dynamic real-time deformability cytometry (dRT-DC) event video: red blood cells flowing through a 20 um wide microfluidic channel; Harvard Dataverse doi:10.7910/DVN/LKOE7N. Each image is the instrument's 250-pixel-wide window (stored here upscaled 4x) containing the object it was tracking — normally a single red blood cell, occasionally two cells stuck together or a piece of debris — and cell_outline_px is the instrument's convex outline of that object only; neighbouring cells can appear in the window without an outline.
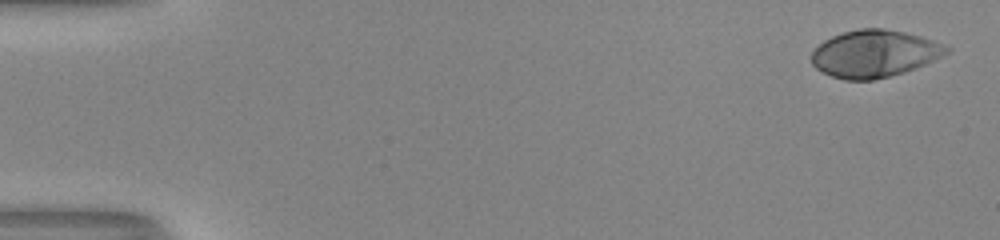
{"species": "human", "species_latin": "Homo sapiens", "temperature_condition": "room temperature", "stored_images_in_passage": 52, "camera_frame_rate_fps": 3000, "um_per_image_px": 0.085, "donor": {"sex": "male"}, "frame": {"image": 1, "passage_image": 1, "time_ms": 0.0, "image_size_px": [1000, 240], "cell_outline_px": [[952, 48], [948, 52], [924, 64], [904, 72], [872, 80], [844, 80], [832, 76], [816, 68], [812, 64], [812, 52], [824, 40], [832, 36], [844, 32], [860, 28], [884, 28], [904, 32], [920, 36], [932, 40]], "centroid_in_image_um": [74.3, 4.55], "position_along_channel_um": 10.7, "area_um2": 36.7}}
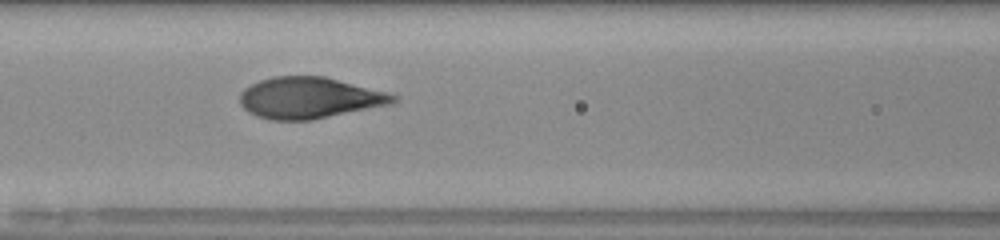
{"frame": {"image": 2, "passage_image": 23, "time_ms": 7.333, "image_size_px": [1000, 240], "cell_outline_px": [[400, 100], [392, 104], [312, 120], [268, 120], [256, 116], [248, 112], [240, 104], [240, 92], [244, 88], [260, 80], [276, 76], [324, 76], [388, 92], [400, 96]], "centroid_in_image_um": [26.33, 8.32], "position_along_channel_um": 140.3, "area_um2": 37.17}}
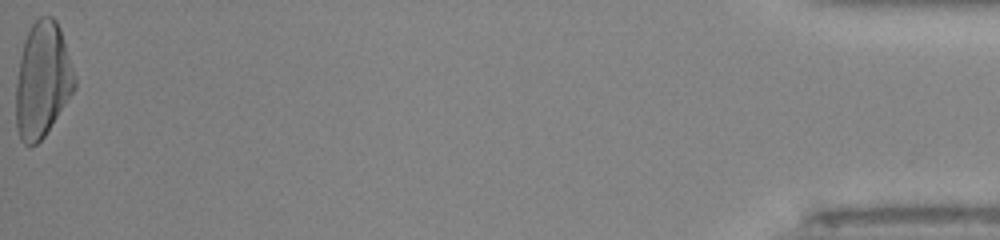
{"frame": {"image": 3, "passage_image": 52, "time_ms": 17.0, "image_size_px": [1000, 240], "cell_outline_px": [[76, 88], [44, 136], [36, 144], [28, 148], [20, 140], [16, 128], [16, 84], [20, 56], [24, 40], [32, 24], [40, 16], [52, 16], [56, 20], [60, 28], [76, 80]], "centroid_in_image_um": [3.59, 6.83], "position_along_channel_um": 431.6, "area_um2": 39.36}, "authors_computed_cell_mechanics": {"area_um2": 36.8475, "velocity_mm_per_s": 4.0419, "shape_relaxation_time_tau1_ms": 4.1049, "shape_relaxation_time_tau2_ms": null, "deformation_change_tau1": 0.2434, "deformation_change_tau2": null}}